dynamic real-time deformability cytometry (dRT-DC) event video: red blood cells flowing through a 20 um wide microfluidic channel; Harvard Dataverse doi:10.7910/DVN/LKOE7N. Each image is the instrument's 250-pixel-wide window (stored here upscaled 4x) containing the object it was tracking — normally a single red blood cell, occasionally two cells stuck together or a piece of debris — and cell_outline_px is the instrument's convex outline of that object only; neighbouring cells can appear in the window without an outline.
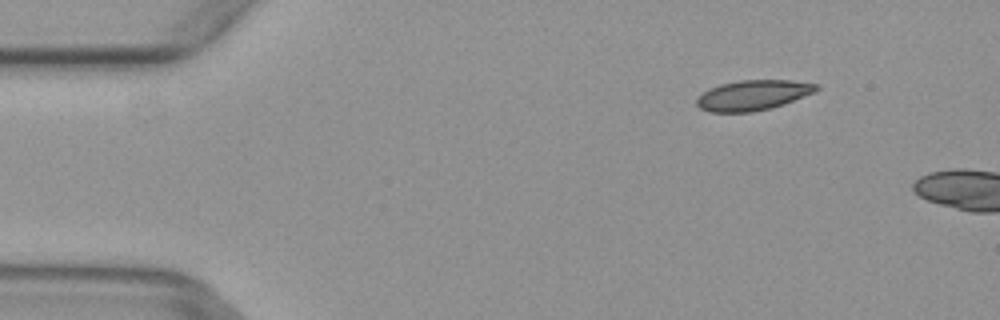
{"species": "common noctule bat (a hibernating species)", "species_latin": "Nyctalus noctula", "temperature_condition": "warm", "stored_images_in_passage": 3, "camera_frame_rate_fps": 3000, "um_per_image_px": 0.085, "animal": {"sex": "female", "body_mass_g": 29.2, "forearm_length_mm": 56.3}, "frame": {"image": 1, "passage_image": 2, "time_ms": 0.333, "image_size_px": [1000, 320], "cell_outline_px": [[820, 88], [816, 92], [784, 104], [772, 108], [752, 112], [708, 112], [700, 108], [696, 104], [696, 100], [704, 92], [720, 84], [740, 80], [792, 80], [820, 84]], "centroid_in_image_um": [64.06, 8.09], "position_along_channel_um": 20.9, "area_um2": 21.15}}